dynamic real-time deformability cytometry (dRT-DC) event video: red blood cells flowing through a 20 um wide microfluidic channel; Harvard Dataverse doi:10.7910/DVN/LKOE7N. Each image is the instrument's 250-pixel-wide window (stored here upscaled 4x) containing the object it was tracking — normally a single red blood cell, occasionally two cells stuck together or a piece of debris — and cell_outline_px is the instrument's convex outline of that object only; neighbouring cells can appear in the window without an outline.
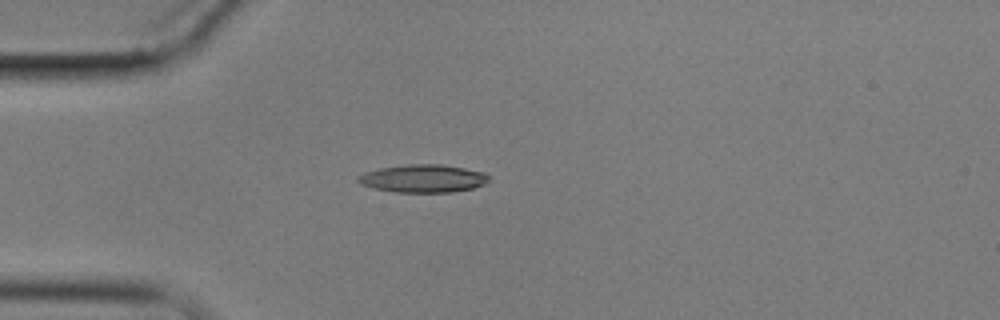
{"species": "common noctule bat (a hibernating species)", "species_latin": "Nyctalus noctula", "temperature_condition": "cold", "stored_images_in_passage": 3, "camera_frame_rate_fps": 3000, "um_per_image_px": 0.085, "animal": {"sex": "male", "body_mass_g": 17.9}, "frame": {"image": 1, "passage_image": 1, "time_ms": 0.0, "image_size_px": [1000, 320], "cell_outline_px": [[488, 180], [484, 184], [472, 188], [452, 192], [396, 192], [376, 188], [360, 184], [356, 180], [356, 176], [364, 172], [380, 168], [408, 164], [444, 164], [484, 172], [488, 176]], "centroid_in_image_um": [35.94, 15.16], "position_along_channel_um": 49.1, "area_um2": 21.21}}
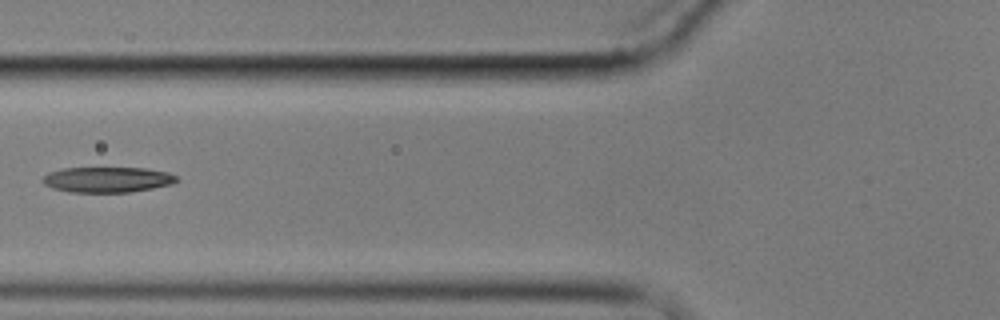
{"frame": {"image": 2, "passage_image": 3, "time_ms": 2.333, "image_size_px": [1000, 320], "cell_outline_px": [[180, 180], [172, 184], [152, 188], [128, 192], [68, 192], [52, 188], [44, 184], [40, 180], [48, 172], [64, 168], [144, 168], [168, 172], [176, 176]], "centroid_in_image_um": [9.11, 15.27], "position_along_channel_um": 116.7, "area_um2": 19.94}}